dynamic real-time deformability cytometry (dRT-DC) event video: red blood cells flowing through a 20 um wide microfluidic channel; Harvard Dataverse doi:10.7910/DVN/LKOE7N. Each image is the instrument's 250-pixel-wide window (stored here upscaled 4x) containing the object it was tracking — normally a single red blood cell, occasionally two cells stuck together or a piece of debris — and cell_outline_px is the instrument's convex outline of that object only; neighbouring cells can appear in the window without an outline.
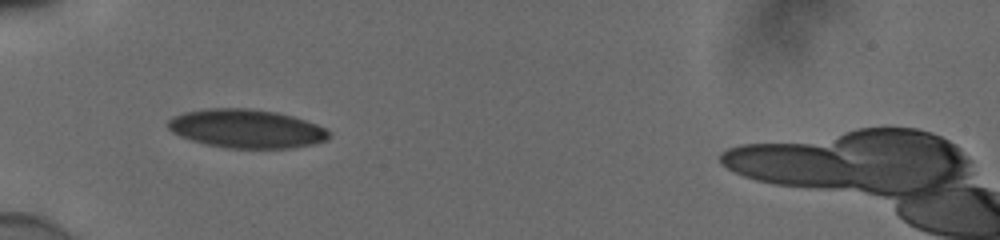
{"species": "human", "species_latin": "Homo sapiens", "temperature_condition": "cold", "stored_images_in_passage": 36, "camera_frame_rate_fps": 3000, "um_per_image_px": 0.085, "donor": {"sex": "male"}, "frame": {"image": 1, "passage_image": 1, "time_ms": 0.0, "image_size_px": [1000, 240], "cell_outline_px": [[328, 140], [316, 144], [292, 148], [228, 148], [204, 144], [180, 136], [172, 132], [168, 128], [168, 120], [172, 116], [184, 112], [208, 108], [248, 108], [276, 112], [292, 116], [316, 124], [324, 128], [328, 132]], "centroid_in_image_um": [20.93, 10.94], "position_along_channel_um": 64.1, "area_um2": 36.3}}
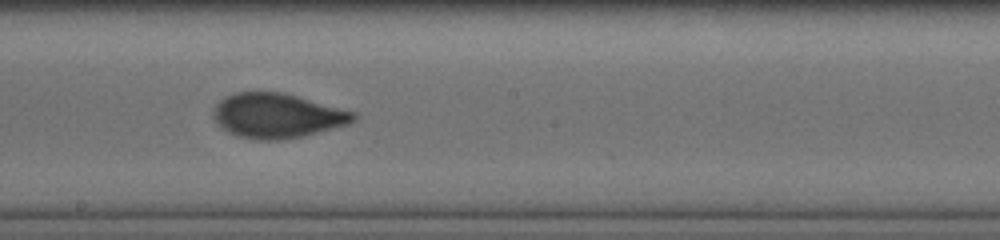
{"frame": {"image": 2, "passage_image": 14, "time_ms": 4.333, "image_size_px": [1000, 240], "cell_outline_px": [[356, 120], [348, 124], [304, 136], [280, 140], [256, 140], [236, 136], [220, 128], [216, 124], [212, 116], [212, 112], [216, 104], [224, 96], [236, 92], [280, 92], [296, 96], [356, 112]], "centroid_in_image_um": [23.51, 9.84], "position_along_channel_um": 224.7, "area_um2": 36.65}}
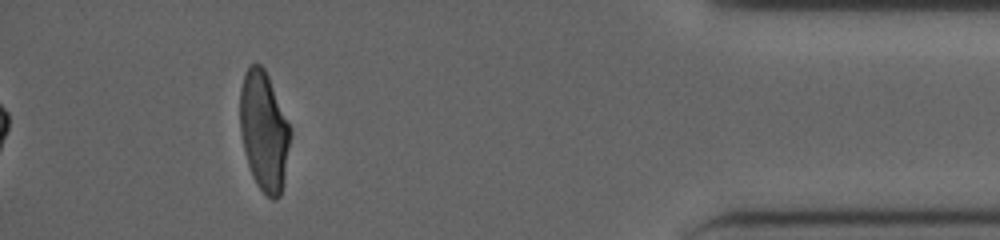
{"frame": {"image": 3, "passage_image": 32, "time_ms": 10.333, "image_size_px": [1000, 240], "cell_outline_px": [[288, 144], [284, 180], [280, 196], [276, 200], [272, 200], [256, 184], [252, 176], [244, 152], [240, 132], [240, 88], [244, 76], [248, 68], [252, 64], [260, 64], [264, 68], [268, 76], [288, 124]], "centroid_in_image_um": [22.39, 11.16], "position_along_channel_um": 412.8, "area_um2": 34.1}, "authors_computed_cell_mechanics": {"area_um2": 35.6626, "velocity_mm_per_s": 3.8866, "shape_relaxation_time_tau1_ms": 4.7478, "shape_relaxation_time_tau2_ms": null, "deformation_change_tau1": 0.172, "deformation_change_tau2": null}}